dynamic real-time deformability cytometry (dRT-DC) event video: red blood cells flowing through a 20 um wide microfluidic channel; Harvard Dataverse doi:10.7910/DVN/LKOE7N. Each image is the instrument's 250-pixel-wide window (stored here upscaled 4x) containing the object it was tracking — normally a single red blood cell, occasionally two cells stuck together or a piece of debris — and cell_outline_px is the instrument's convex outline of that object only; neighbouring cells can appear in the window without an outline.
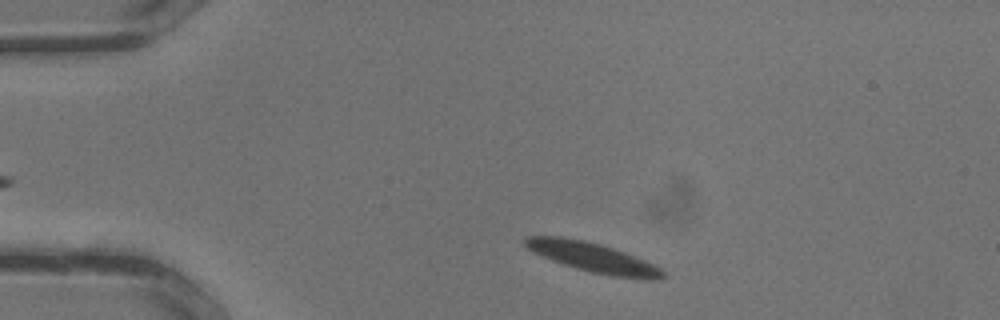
{"species": "common noctule bat (a hibernating species)", "species_latin": "Nyctalus noctula", "temperature_condition": "warm", "stored_images_in_passage": 31, "camera_frame_rate_fps": 3000, "um_per_image_px": 0.085, "animal": {"sex": "male", "body_mass_g": 13.3}, "frame": {"image": 1, "passage_image": 3, "time_ms": 0.667, "image_size_px": [1000, 320], "cell_outline_px": [[664, 276], [656, 280], [644, 280], [612, 276], [592, 272], [576, 268], [552, 260], [532, 252], [524, 244], [524, 240], [528, 236], [560, 236], [584, 240], [600, 244], [624, 252], [644, 260], [660, 268], [664, 272]], "centroid_in_image_um": [50.39, 21.89], "position_along_channel_um": 34.6, "area_um2": 23.52}}
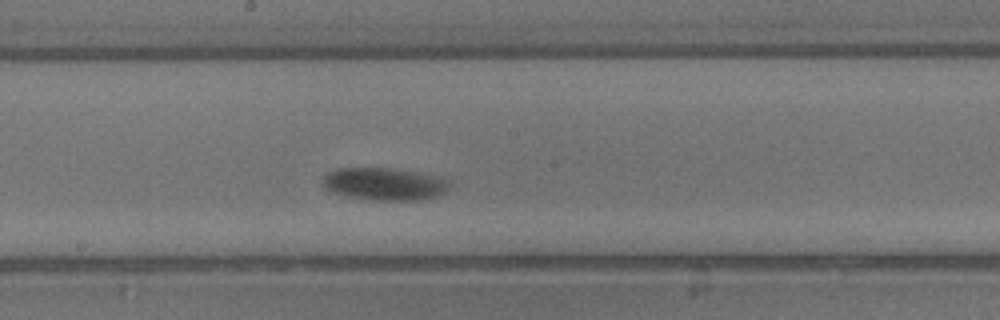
{"frame": {"image": 2, "passage_image": 15, "time_ms": 4.667, "image_size_px": [1000, 320], "cell_outline_px": [[452, 188], [436, 196], [420, 200], [376, 200], [352, 196], [332, 192], [324, 188], [320, 180], [328, 172], [340, 168], [396, 168], [440, 176], [448, 180], [452, 184]], "centroid_in_image_um": [32.72, 15.62], "position_along_channel_um": 215.5, "area_um2": 24.22}}
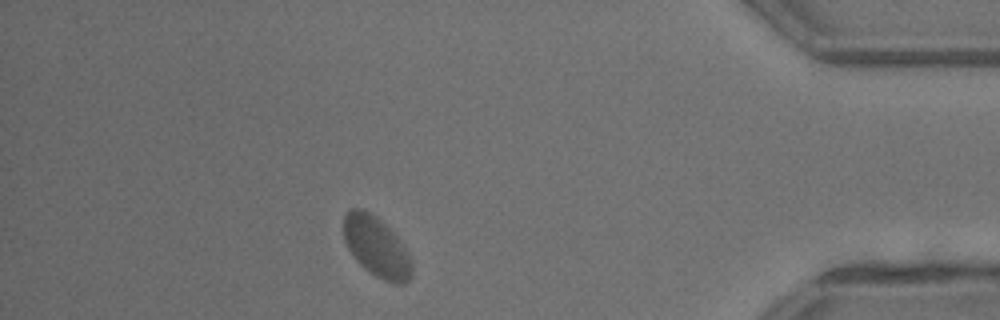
{"frame": {"image": 3, "passage_image": 27, "time_ms": 8.667, "image_size_px": [1000, 320], "cell_outline_px": [[412, 276], [404, 284], [396, 284], [384, 280], [376, 276], [364, 268], [356, 260], [348, 248], [344, 240], [344, 212], [348, 208], [360, 208], [376, 216], [396, 236], [412, 260]], "centroid_in_image_um": [31.98, 20.98], "position_along_channel_um": 403.2, "area_um2": 23.76}}